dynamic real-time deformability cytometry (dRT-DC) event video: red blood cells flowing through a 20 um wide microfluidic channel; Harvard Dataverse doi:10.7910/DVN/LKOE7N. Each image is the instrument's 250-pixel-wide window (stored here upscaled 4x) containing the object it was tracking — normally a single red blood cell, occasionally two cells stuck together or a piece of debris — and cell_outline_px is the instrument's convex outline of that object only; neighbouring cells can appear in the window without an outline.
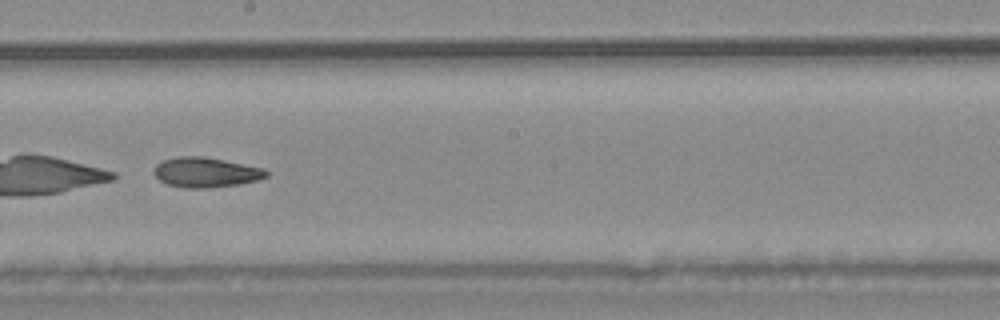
{"species": "common noctule bat (a hibernating species)", "species_latin": "Nyctalus noctula", "temperature_condition": "warm", "stored_images_in_passage": 52, "camera_frame_rate_fps": 3000, "um_per_image_px": 0.085, "animal": {"sex": "male", "body_mass_g": 20.4}, "frame": {"image": 1, "passage_image": 30, "time_ms": 9.667, "image_size_px": [1000, 320], "cell_outline_px": [[268, 176], [256, 180], [240, 184], [208, 188], [184, 188], [168, 184], [160, 180], [152, 172], [156, 164], [164, 160], [176, 156], [200, 156], [224, 160], [264, 168], [268, 172]], "centroid_in_image_um": [17.48, 14.65], "position_along_channel_um": 230.7, "area_um2": 19.59}}